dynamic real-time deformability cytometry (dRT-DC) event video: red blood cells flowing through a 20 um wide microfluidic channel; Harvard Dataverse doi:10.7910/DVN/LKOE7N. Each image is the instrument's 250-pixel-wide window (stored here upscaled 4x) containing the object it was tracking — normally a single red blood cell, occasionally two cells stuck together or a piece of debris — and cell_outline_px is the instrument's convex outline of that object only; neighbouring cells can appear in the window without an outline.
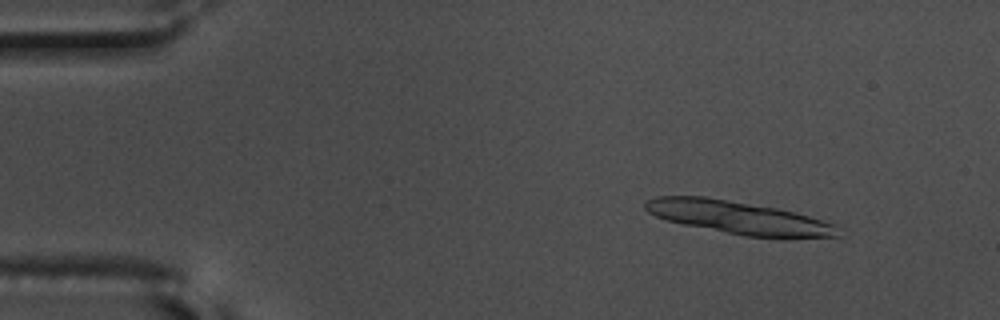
{"species": "common noctule bat (a hibernating species)", "species_latin": "Nyctalus noctula", "temperature_condition": "warm", "stored_images_in_passage": 16, "camera_frame_rate_fps": 3000, "um_per_image_px": 0.085, "animal": {"sex": "male", "body_mass_g": 17.5, "forearm_length_mm": 52.3}, "frame": {"image": 1, "passage_image": 7, "time_ms": 2.0, "image_size_px": [1000, 320], "cell_outline_px": [[840, 236], [744, 236], [684, 224], [668, 220], [656, 216], [648, 212], [644, 208], [644, 204], [648, 200], [656, 196], [704, 196], [776, 208], [808, 216], [836, 224]], "centroid_in_image_um": [62.69, 18.46], "position_along_channel_um": 22.3, "area_um2": 35.89}}